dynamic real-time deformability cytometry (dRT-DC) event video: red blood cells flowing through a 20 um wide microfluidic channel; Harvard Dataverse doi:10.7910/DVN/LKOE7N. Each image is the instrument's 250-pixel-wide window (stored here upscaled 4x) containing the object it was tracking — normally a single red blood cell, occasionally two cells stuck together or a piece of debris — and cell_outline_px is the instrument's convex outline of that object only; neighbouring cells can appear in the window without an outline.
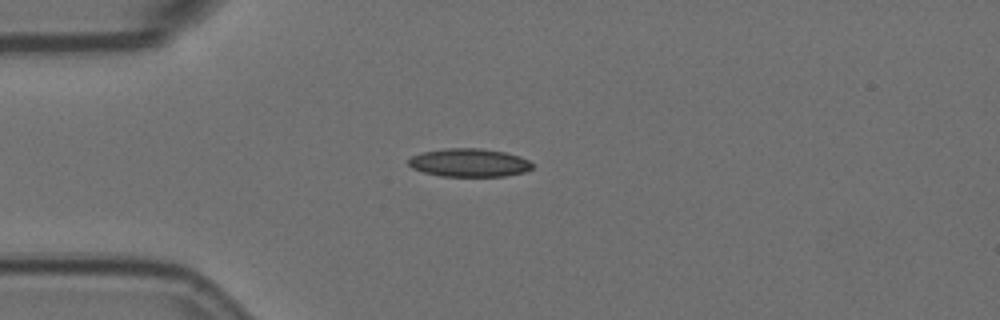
{"species": "Egyptian fruit bat (a non-hibernating species)", "species_latin": "Rousettus aegyptiacus", "temperature_condition": "room temperature", "stored_images_in_passage": 2, "camera_frame_rate_fps": 3000, "um_per_image_px": 0.085, "animal": {"sex": "female"}, "frame": {"image": 1, "passage_image": 1, "time_ms": 0.0, "image_size_px": [1000, 320], "cell_outline_px": [[532, 168], [524, 172], [504, 176], [440, 176], [424, 172], [412, 168], [408, 164], [408, 160], [412, 156], [420, 152], [444, 148], [480, 148], [504, 152], [520, 156], [528, 160], [532, 164]], "centroid_in_image_um": [39.85, 13.82], "position_along_channel_um": 45.1, "area_um2": 20.4}}
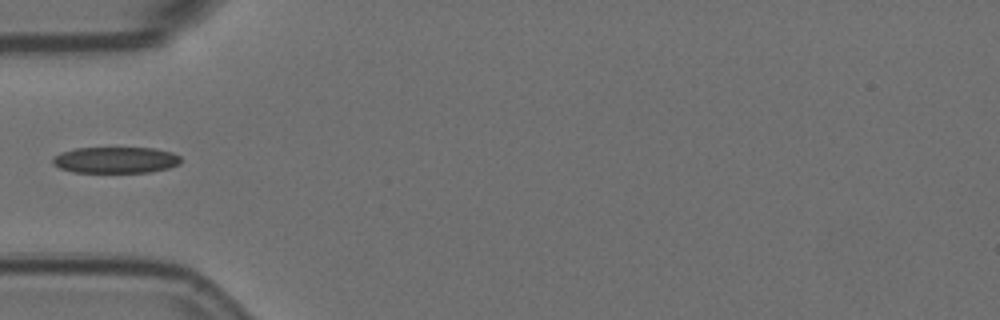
{"frame": {"image": 2, "passage_image": 2, "time_ms": 0.333, "image_size_px": [1000, 320], "cell_outline_px": [[180, 164], [168, 168], [148, 172], [72, 172], [60, 168], [52, 164], [52, 160], [60, 152], [76, 148], [152, 148], [172, 152], [180, 156]], "centroid_in_image_um": [9.82, 13.6], "position_along_channel_um": 75.2, "area_um2": 19.54}}